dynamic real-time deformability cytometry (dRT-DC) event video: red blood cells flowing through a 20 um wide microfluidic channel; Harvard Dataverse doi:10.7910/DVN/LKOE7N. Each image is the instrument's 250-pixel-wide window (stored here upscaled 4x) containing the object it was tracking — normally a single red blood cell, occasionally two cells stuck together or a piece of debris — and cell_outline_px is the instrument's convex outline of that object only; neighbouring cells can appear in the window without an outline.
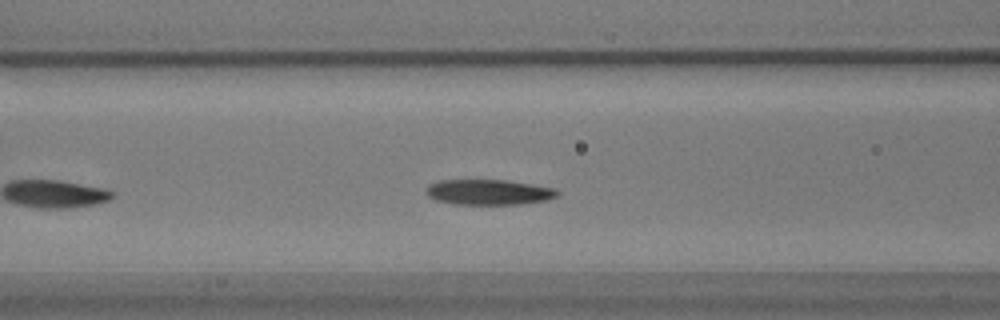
{"species": "common noctule bat (a hibernating species)", "species_latin": "Nyctalus noctula", "temperature_condition": "warm", "stored_images_in_passage": 42, "camera_frame_rate_fps": 3000, "um_per_image_px": 0.085, "animal": {"sex": "male", "body_mass_g": 17.9}, "frame": {"image": 1, "passage_image": 11, "time_ms": 3.333, "image_size_px": [1000, 320], "cell_outline_px": [[560, 192], [556, 196], [544, 200], [520, 204], [452, 204], [436, 200], [428, 196], [424, 192], [424, 188], [428, 184], [440, 180], [504, 180], [532, 184], [556, 188]], "centroid_in_image_um": [41.48, 16.32], "position_along_channel_um": 125.1, "area_um2": 19.48}}
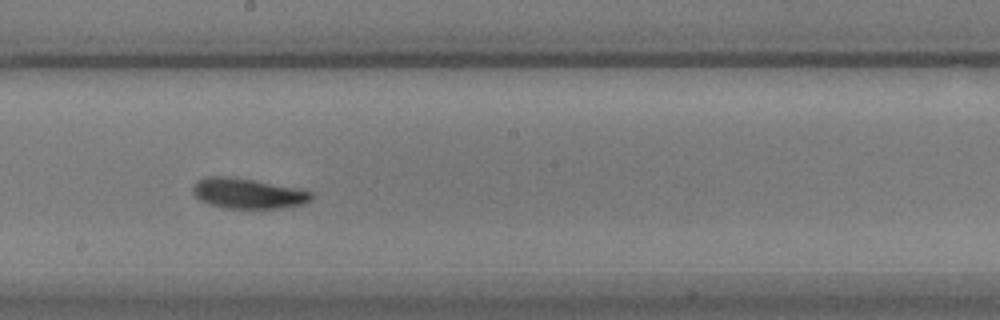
{"frame": {"image": 2, "passage_image": 20, "time_ms": 6.333, "image_size_px": [1000, 320], "cell_outline_px": [[312, 200], [304, 204], [280, 208], [224, 208], [208, 204], [200, 200], [192, 192], [192, 188], [196, 180], [204, 176], [224, 176], [252, 180], [296, 188], [312, 192]], "centroid_in_image_um": [21.03, 16.44], "position_along_channel_um": 227.2, "area_um2": 20.87}}
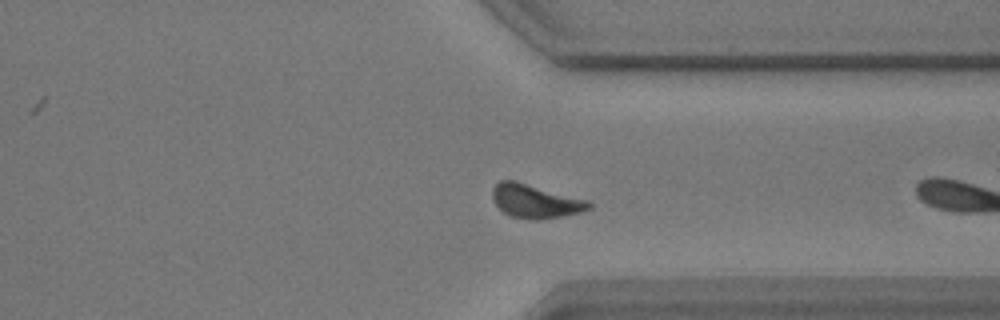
{"frame": {"image": 3, "passage_image": 29, "time_ms": 9.333, "image_size_px": [1000, 320], "cell_outline_px": [[592, 208], [580, 212], [560, 216], [536, 220], [512, 216], [504, 212], [492, 200], [492, 188], [500, 180], [516, 180], [588, 200], [592, 204]], "centroid_in_image_um": [45.5, 17.08], "position_along_channel_um": 365.9, "area_um2": 18.84}, "authors_computed_cell_mechanics": {"area_um2": 19.3919, "velocity_mm_per_s": 3.4123, "shape_relaxation_time_tau1_ms": 4.7772, "shape_relaxation_time_tau2_ms": 3.1024, "deformation_change_tau1": 0.1518, "deformation_change_tau2": 0.0955}}